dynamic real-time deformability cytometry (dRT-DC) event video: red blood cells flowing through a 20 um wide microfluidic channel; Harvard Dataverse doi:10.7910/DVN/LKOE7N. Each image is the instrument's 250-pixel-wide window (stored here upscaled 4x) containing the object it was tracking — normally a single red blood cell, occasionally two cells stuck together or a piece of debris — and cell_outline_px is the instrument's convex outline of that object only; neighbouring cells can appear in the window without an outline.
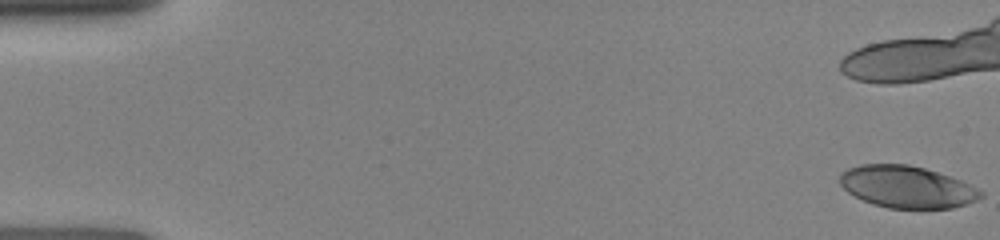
{"species": "human", "species_latin": "Homo sapiens", "temperature_condition": "room temperature", "stored_images_in_passage": 9, "camera_frame_rate_fps": 3000, "um_per_image_px": 0.085, "donor": {"sex": "female"}, "frame": {"image": 1, "passage_image": 1, "time_ms": 0.0, "image_size_px": [1000, 240], "cell_outline_px": [[984, 196], [976, 200], [952, 208], [888, 208], [872, 204], [848, 192], [840, 184], [840, 176], [848, 168], [860, 164], [908, 164], [924, 168], [960, 180], [984, 192]], "centroid_in_image_um": [77.08, 15.88], "position_along_channel_um": 7.9, "area_um2": 34.1}}